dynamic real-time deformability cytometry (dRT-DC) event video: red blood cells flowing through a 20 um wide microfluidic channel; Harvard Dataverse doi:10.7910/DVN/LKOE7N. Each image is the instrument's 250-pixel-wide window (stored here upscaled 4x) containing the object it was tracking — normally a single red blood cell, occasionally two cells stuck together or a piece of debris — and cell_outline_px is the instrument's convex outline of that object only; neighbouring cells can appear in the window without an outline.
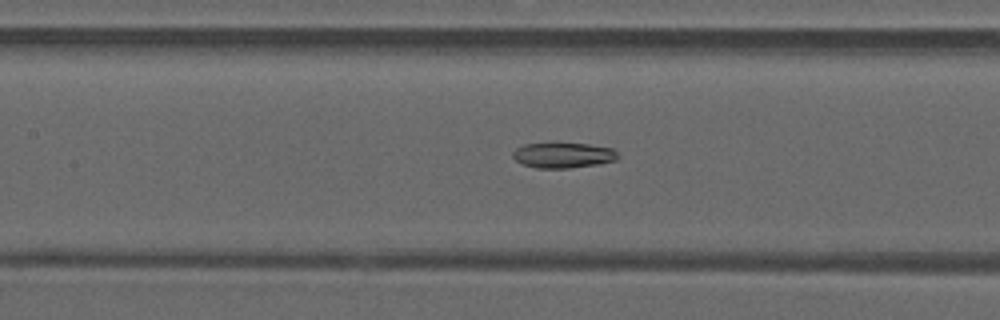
{"species": "common noctule bat (a hibernating species)", "species_latin": "Nyctalus noctula", "temperature_condition": "warm", "stored_images_in_passage": 49, "camera_frame_rate_fps": 3000, "um_per_image_px": 0.085, "animal": {"sex": "male", "forearm_length_mm": 52.5}, "frame": {"image": 1, "passage_image": 23, "time_ms": 7.333, "image_size_px": [1000, 320], "cell_outline_px": [[620, 156], [616, 160], [600, 164], [568, 168], [536, 168], [524, 164], [516, 160], [512, 156], [512, 152], [516, 148], [524, 144], [556, 140], [588, 144], [612, 148]], "centroid_in_image_um": [47.85, 13.14], "position_along_channel_um": 159.5, "area_um2": 16.3}}
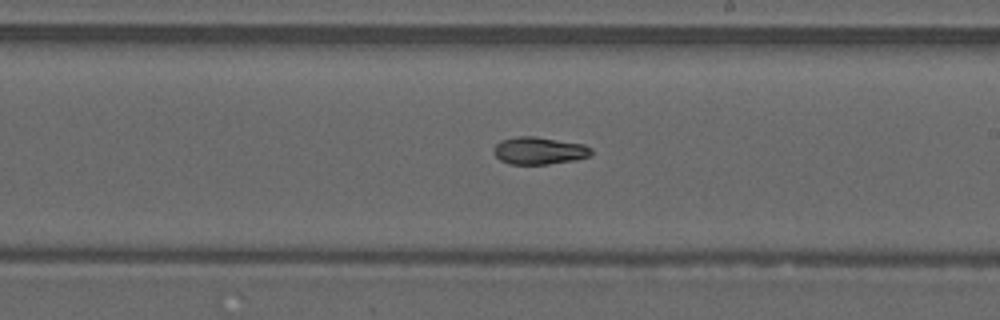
{"frame": {"image": 2, "passage_image": 29, "time_ms": 9.333, "image_size_px": [1000, 320], "cell_outline_px": [[592, 156], [576, 160], [548, 164], [508, 164], [500, 160], [496, 156], [496, 144], [500, 140], [516, 136], [536, 136], [584, 144], [592, 148]], "centroid_in_image_um": [45.88, 12.8], "position_along_channel_um": 243.1, "area_um2": 15.66}}
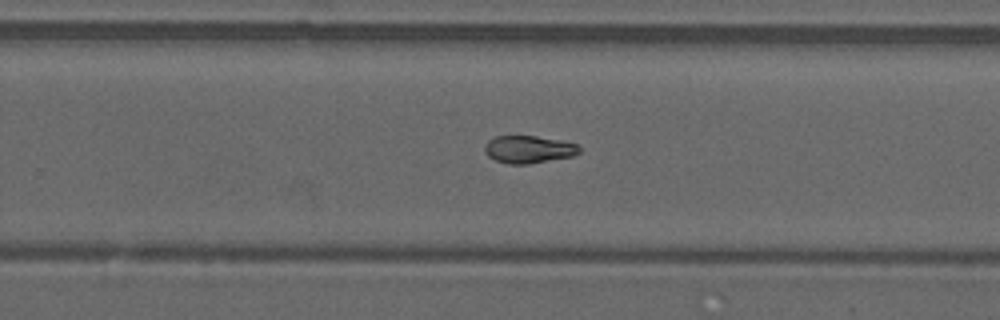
{"frame": {"image": 3, "passage_image": 32, "time_ms": 10.333, "image_size_px": [1000, 320], "cell_outline_px": [[580, 152], [572, 156], [528, 164], [508, 164], [496, 160], [488, 156], [484, 152], [484, 144], [488, 140], [496, 136], [536, 136], [560, 140], [576, 144], [580, 148]], "centroid_in_image_um": [44.89, 12.69], "position_along_channel_um": 284.9, "area_um2": 15.14}, "authors_computed_cell_mechanics": {"area_um2": 22.7154, "velocity_mm_per_s": 4.1998, "shape_relaxation_time_tau1_ms": null, "shape_relaxation_time_tau2_ms": 6.9756, "deformation_change_tau1": null, "deformation_change_tau2": 0.1433}}